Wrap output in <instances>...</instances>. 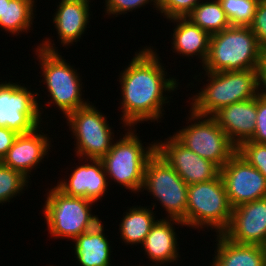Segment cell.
Wrapping results in <instances>:
<instances>
[{
	"label": "cell",
	"instance_id": "6da1fadb",
	"mask_svg": "<svg viewBox=\"0 0 266 266\" xmlns=\"http://www.w3.org/2000/svg\"><path fill=\"white\" fill-rule=\"evenodd\" d=\"M153 49L151 45L139 49L126 68L120 71L118 81L122 100L119 99L121 105L118 108L122 110L120 119L124 128L136 127L147 121L148 124L149 121L158 123L165 114L163 106L170 105L172 96L168 93L179 87V79L170 77L159 54Z\"/></svg>",
	"mask_w": 266,
	"mask_h": 266
},
{
	"label": "cell",
	"instance_id": "7a4b0ae2",
	"mask_svg": "<svg viewBox=\"0 0 266 266\" xmlns=\"http://www.w3.org/2000/svg\"><path fill=\"white\" fill-rule=\"evenodd\" d=\"M52 38H43L42 42L33 51H36L37 60L39 62L40 75L48 93L49 104L55 105L62 112L64 118L76 111L77 109L87 106L90 101L82 97V89L84 88L80 73L77 68H73L64 56L59 53L56 44L52 43ZM88 100V101H87Z\"/></svg>",
	"mask_w": 266,
	"mask_h": 266
},
{
	"label": "cell",
	"instance_id": "3957f363",
	"mask_svg": "<svg viewBox=\"0 0 266 266\" xmlns=\"http://www.w3.org/2000/svg\"><path fill=\"white\" fill-rule=\"evenodd\" d=\"M206 72V73H205ZM204 73L206 85L191 98L190 108L194 113L212 116L220 108L233 103L254 99L258 96L257 69ZM202 73V74H201ZM207 75V77H206Z\"/></svg>",
	"mask_w": 266,
	"mask_h": 266
},
{
	"label": "cell",
	"instance_id": "277c9868",
	"mask_svg": "<svg viewBox=\"0 0 266 266\" xmlns=\"http://www.w3.org/2000/svg\"><path fill=\"white\" fill-rule=\"evenodd\" d=\"M263 53L249 26H230L211 35L202 69L207 72L257 69Z\"/></svg>",
	"mask_w": 266,
	"mask_h": 266
},
{
	"label": "cell",
	"instance_id": "5b68a950",
	"mask_svg": "<svg viewBox=\"0 0 266 266\" xmlns=\"http://www.w3.org/2000/svg\"><path fill=\"white\" fill-rule=\"evenodd\" d=\"M137 128L127 127L122 138L116 139L109 152L101 159L108 183L112 181L137 194L141 191L148 160L156 153V142L142 143ZM111 178V182H110Z\"/></svg>",
	"mask_w": 266,
	"mask_h": 266
},
{
	"label": "cell",
	"instance_id": "8992f818",
	"mask_svg": "<svg viewBox=\"0 0 266 266\" xmlns=\"http://www.w3.org/2000/svg\"><path fill=\"white\" fill-rule=\"evenodd\" d=\"M46 191L42 214L52 238L74 240L101 222L98 215L91 212L95 202L83 197L68 196L55 185Z\"/></svg>",
	"mask_w": 266,
	"mask_h": 266
},
{
	"label": "cell",
	"instance_id": "52a82bcc",
	"mask_svg": "<svg viewBox=\"0 0 266 266\" xmlns=\"http://www.w3.org/2000/svg\"><path fill=\"white\" fill-rule=\"evenodd\" d=\"M231 206L221 175L213 180L188 186L186 226L205 231L208 228L222 234L228 227Z\"/></svg>",
	"mask_w": 266,
	"mask_h": 266
},
{
	"label": "cell",
	"instance_id": "ba28073f",
	"mask_svg": "<svg viewBox=\"0 0 266 266\" xmlns=\"http://www.w3.org/2000/svg\"><path fill=\"white\" fill-rule=\"evenodd\" d=\"M188 111L187 126L174 132L173 136L187 149L221 169L236 154L237 147L212 116L199 115L191 109Z\"/></svg>",
	"mask_w": 266,
	"mask_h": 266
},
{
	"label": "cell",
	"instance_id": "9c48e42d",
	"mask_svg": "<svg viewBox=\"0 0 266 266\" xmlns=\"http://www.w3.org/2000/svg\"><path fill=\"white\" fill-rule=\"evenodd\" d=\"M65 118L76 141L73 142L76 156L80 159L78 162L84 159L101 160L112 148L116 140L113 127L94 103L77 109Z\"/></svg>",
	"mask_w": 266,
	"mask_h": 266
},
{
	"label": "cell",
	"instance_id": "30bf717a",
	"mask_svg": "<svg viewBox=\"0 0 266 266\" xmlns=\"http://www.w3.org/2000/svg\"><path fill=\"white\" fill-rule=\"evenodd\" d=\"M188 186L177 172L156 152L147 162L140 192L147 191L166 211L168 219L186 226Z\"/></svg>",
	"mask_w": 266,
	"mask_h": 266
},
{
	"label": "cell",
	"instance_id": "8fae6325",
	"mask_svg": "<svg viewBox=\"0 0 266 266\" xmlns=\"http://www.w3.org/2000/svg\"><path fill=\"white\" fill-rule=\"evenodd\" d=\"M21 84L16 81L0 82V127H7L18 134L33 131L45 119L42 118L44 106L38 97L41 95L28 85Z\"/></svg>",
	"mask_w": 266,
	"mask_h": 266
},
{
	"label": "cell",
	"instance_id": "7c38bea8",
	"mask_svg": "<svg viewBox=\"0 0 266 266\" xmlns=\"http://www.w3.org/2000/svg\"><path fill=\"white\" fill-rule=\"evenodd\" d=\"M156 152L177 172L187 185L213 180L220 168L213 162L187 149L173 135L154 140Z\"/></svg>",
	"mask_w": 266,
	"mask_h": 266
},
{
	"label": "cell",
	"instance_id": "4fadbf2b",
	"mask_svg": "<svg viewBox=\"0 0 266 266\" xmlns=\"http://www.w3.org/2000/svg\"><path fill=\"white\" fill-rule=\"evenodd\" d=\"M233 208L266 197V178L237 153L220 169Z\"/></svg>",
	"mask_w": 266,
	"mask_h": 266
},
{
	"label": "cell",
	"instance_id": "5bb4252c",
	"mask_svg": "<svg viewBox=\"0 0 266 266\" xmlns=\"http://www.w3.org/2000/svg\"><path fill=\"white\" fill-rule=\"evenodd\" d=\"M222 234L235 243L263 246L266 242V197L233 208L230 223Z\"/></svg>",
	"mask_w": 266,
	"mask_h": 266
},
{
	"label": "cell",
	"instance_id": "9a60e30c",
	"mask_svg": "<svg viewBox=\"0 0 266 266\" xmlns=\"http://www.w3.org/2000/svg\"><path fill=\"white\" fill-rule=\"evenodd\" d=\"M75 167L70 169L68 178L66 175L57 182L56 187L68 196L83 197L95 203L103 199L109 183L102 160L85 159Z\"/></svg>",
	"mask_w": 266,
	"mask_h": 266
},
{
	"label": "cell",
	"instance_id": "2e32d148",
	"mask_svg": "<svg viewBox=\"0 0 266 266\" xmlns=\"http://www.w3.org/2000/svg\"><path fill=\"white\" fill-rule=\"evenodd\" d=\"M42 125L36 127L33 131L19 134L12 147L0 161L5 166L21 172L28 179L32 176L34 168L48 159V151L51 149V138L41 130ZM33 169V170H32ZM31 175V176H30Z\"/></svg>",
	"mask_w": 266,
	"mask_h": 266
},
{
	"label": "cell",
	"instance_id": "e0dca14e",
	"mask_svg": "<svg viewBox=\"0 0 266 266\" xmlns=\"http://www.w3.org/2000/svg\"><path fill=\"white\" fill-rule=\"evenodd\" d=\"M212 117L230 141L238 147L241 143L250 140L255 133L257 97L224 106Z\"/></svg>",
	"mask_w": 266,
	"mask_h": 266
},
{
	"label": "cell",
	"instance_id": "ac0fdd59",
	"mask_svg": "<svg viewBox=\"0 0 266 266\" xmlns=\"http://www.w3.org/2000/svg\"><path fill=\"white\" fill-rule=\"evenodd\" d=\"M174 224L185 226L180 220L163 217L156 221L146 236L141 247L149 261L152 262L148 266H165L172 262L174 264V261L177 264L180 258L179 247H177L179 236H177Z\"/></svg>",
	"mask_w": 266,
	"mask_h": 266
},
{
	"label": "cell",
	"instance_id": "d6986e66",
	"mask_svg": "<svg viewBox=\"0 0 266 266\" xmlns=\"http://www.w3.org/2000/svg\"><path fill=\"white\" fill-rule=\"evenodd\" d=\"M91 0H60L53 16L56 34L63 47L74 45L85 34L90 23ZM79 39V40H78Z\"/></svg>",
	"mask_w": 266,
	"mask_h": 266
},
{
	"label": "cell",
	"instance_id": "ffe728a7",
	"mask_svg": "<svg viewBox=\"0 0 266 266\" xmlns=\"http://www.w3.org/2000/svg\"><path fill=\"white\" fill-rule=\"evenodd\" d=\"M172 23H176L173 28L172 51L180 56L199 58L202 66L205 63L208 53L211 35L192 23L186 17H176L168 19ZM182 54V55H181ZM198 56V57H197Z\"/></svg>",
	"mask_w": 266,
	"mask_h": 266
},
{
	"label": "cell",
	"instance_id": "44dd1931",
	"mask_svg": "<svg viewBox=\"0 0 266 266\" xmlns=\"http://www.w3.org/2000/svg\"><path fill=\"white\" fill-rule=\"evenodd\" d=\"M103 226L105 225L101 221L93 229L72 241L74 242V258L80 266H113L111 262L113 251L107 239L108 236H105Z\"/></svg>",
	"mask_w": 266,
	"mask_h": 266
},
{
	"label": "cell",
	"instance_id": "7402d4cb",
	"mask_svg": "<svg viewBox=\"0 0 266 266\" xmlns=\"http://www.w3.org/2000/svg\"><path fill=\"white\" fill-rule=\"evenodd\" d=\"M214 257L210 266H266L263 246L235 243L216 234Z\"/></svg>",
	"mask_w": 266,
	"mask_h": 266
},
{
	"label": "cell",
	"instance_id": "603a6c76",
	"mask_svg": "<svg viewBox=\"0 0 266 266\" xmlns=\"http://www.w3.org/2000/svg\"><path fill=\"white\" fill-rule=\"evenodd\" d=\"M152 207L146 206H132L129 207L121 218L119 224L120 238L126 245H139L143 244L146 236L151 231V228L156 223L158 218L155 209L156 204L152 203ZM155 212V213H154Z\"/></svg>",
	"mask_w": 266,
	"mask_h": 266
},
{
	"label": "cell",
	"instance_id": "cb8c5ba5",
	"mask_svg": "<svg viewBox=\"0 0 266 266\" xmlns=\"http://www.w3.org/2000/svg\"><path fill=\"white\" fill-rule=\"evenodd\" d=\"M35 0H4L3 19H0V30L12 35H20L32 30L36 18Z\"/></svg>",
	"mask_w": 266,
	"mask_h": 266
},
{
	"label": "cell",
	"instance_id": "d4e9b609",
	"mask_svg": "<svg viewBox=\"0 0 266 266\" xmlns=\"http://www.w3.org/2000/svg\"><path fill=\"white\" fill-rule=\"evenodd\" d=\"M186 18L210 35L231 26L219 0H202Z\"/></svg>",
	"mask_w": 266,
	"mask_h": 266
},
{
	"label": "cell",
	"instance_id": "484cf974",
	"mask_svg": "<svg viewBox=\"0 0 266 266\" xmlns=\"http://www.w3.org/2000/svg\"><path fill=\"white\" fill-rule=\"evenodd\" d=\"M29 180L31 178L28 179L21 172L0 162V204L3 205L14 197L21 196L23 191L28 188Z\"/></svg>",
	"mask_w": 266,
	"mask_h": 266
},
{
	"label": "cell",
	"instance_id": "4316f807",
	"mask_svg": "<svg viewBox=\"0 0 266 266\" xmlns=\"http://www.w3.org/2000/svg\"><path fill=\"white\" fill-rule=\"evenodd\" d=\"M231 26H249L260 0H219Z\"/></svg>",
	"mask_w": 266,
	"mask_h": 266
},
{
	"label": "cell",
	"instance_id": "83f0119b",
	"mask_svg": "<svg viewBox=\"0 0 266 266\" xmlns=\"http://www.w3.org/2000/svg\"><path fill=\"white\" fill-rule=\"evenodd\" d=\"M236 153L266 178V144L248 140L237 147Z\"/></svg>",
	"mask_w": 266,
	"mask_h": 266
},
{
	"label": "cell",
	"instance_id": "f1b7e54d",
	"mask_svg": "<svg viewBox=\"0 0 266 266\" xmlns=\"http://www.w3.org/2000/svg\"><path fill=\"white\" fill-rule=\"evenodd\" d=\"M202 0H157V11L164 18L186 17Z\"/></svg>",
	"mask_w": 266,
	"mask_h": 266
},
{
	"label": "cell",
	"instance_id": "f546056e",
	"mask_svg": "<svg viewBox=\"0 0 266 266\" xmlns=\"http://www.w3.org/2000/svg\"><path fill=\"white\" fill-rule=\"evenodd\" d=\"M105 7L104 12L107 17L127 14L128 12H132L138 8H142L146 6V4L151 3L153 5L154 10H157V0H104Z\"/></svg>",
	"mask_w": 266,
	"mask_h": 266
},
{
	"label": "cell",
	"instance_id": "4dcf8cb0",
	"mask_svg": "<svg viewBox=\"0 0 266 266\" xmlns=\"http://www.w3.org/2000/svg\"><path fill=\"white\" fill-rule=\"evenodd\" d=\"M249 27L256 36L261 49L266 52V0L259 1Z\"/></svg>",
	"mask_w": 266,
	"mask_h": 266
},
{
	"label": "cell",
	"instance_id": "1f68e13d",
	"mask_svg": "<svg viewBox=\"0 0 266 266\" xmlns=\"http://www.w3.org/2000/svg\"><path fill=\"white\" fill-rule=\"evenodd\" d=\"M252 142L266 144V98L257 96V118Z\"/></svg>",
	"mask_w": 266,
	"mask_h": 266
},
{
	"label": "cell",
	"instance_id": "d6a6232c",
	"mask_svg": "<svg viewBox=\"0 0 266 266\" xmlns=\"http://www.w3.org/2000/svg\"><path fill=\"white\" fill-rule=\"evenodd\" d=\"M19 134L7 127H0V161L12 147Z\"/></svg>",
	"mask_w": 266,
	"mask_h": 266
},
{
	"label": "cell",
	"instance_id": "836d02e7",
	"mask_svg": "<svg viewBox=\"0 0 266 266\" xmlns=\"http://www.w3.org/2000/svg\"><path fill=\"white\" fill-rule=\"evenodd\" d=\"M257 82L258 95L266 98V52L263 53L257 68Z\"/></svg>",
	"mask_w": 266,
	"mask_h": 266
},
{
	"label": "cell",
	"instance_id": "e575fe53",
	"mask_svg": "<svg viewBox=\"0 0 266 266\" xmlns=\"http://www.w3.org/2000/svg\"><path fill=\"white\" fill-rule=\"evenodd\" d=\"M4 0H0V19H3Z\"/></svg>",
	"mask_w": 266,
	"mask_h": 266
},
{
	"label": "cell",
	"instance_id": "d590c367",
	"mask_svg": "<svg viewBox=\"0 0 266 266\" xmlns=\"http://www.w3.org/2000/svg\"><path fill=\"white\" fill-rule=\"evenodd\" d=\"M263 249H264V253H265V261H266V242L263 244Z\"/></svg>",
	"mask_w": 266,
	"mask_h": 266
}]
</instances>
